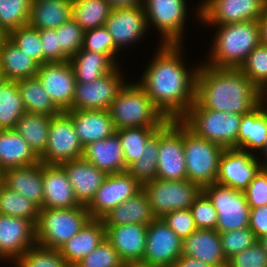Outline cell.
I'll return each instance as SVG.
<instances>
[{
	"mask_svg": "<svg viewBox=\"0 0 267 267\" xmlns=\"http://www.w3.org/2000/svg\"><path fill=\"white\" fill-rule=\"evenodd\" d=\"M40 162L24 138L14 129H0V168L29 166Z\"/></svg>",
	"mask_w": 267,
	"mask_h": 267,
	"instance_id": "32",
	"label": "cell"
},
{
	"mask_svg": "<svg viewBox=\"0 0 267 267\" xmlns=\"http://www.w3.org/2000/svg\"><path fill=\"white\" fill-rule=\"evenodd\" d=\"M267 142V104L262 102L250 113L242 115L237 135V149L257 156Z\"/></svg>",
	"mask_w": 267,
	"mask_h": 267,
	"instance_id": "26",
	"label": "cell"
},
{
	"mask_svg": "<svg viewBox=\"0 0 267 267\" xmlns=\"http://www.w3.org/2000/svg\"><path fill=\"white\" fill-rule=\"evenodd\" d=\"M183 44H160L138 83L168 120H180L196 100L200 66L183 61ZM182 53V54H181ZM183 55V56H182ZM188 67V68H187Z\"/></svg>",
	"mask_w": 267,
	"mask_h": 267,
	"instance_id": "1",
	"label": "cell"
},
{
	"mask_svg": "<svg viewBox=\"0 0 267 267\" xmlns=\"http://www.w3.org/2000/svg\"><path fill=\"white\" fill-rule=\"evenodd\" d=\"M154 216L149 199L143 189L131 198L110 210L101 220L104 226H118L126 224L148 225Z\"/></svg>",
	"mask_w": 267,
	"mask_h": 267,
	"instance_id": "31",
	"label": "cell"
},
{
	"mask_svg": "<svg viewBox=\"0 0 267 267\" xmlns=\"http://www.w3.org/2000/svg\"><path fill=\"white\" fill-rule=\"evenodd\" d=\"M112 9L143 6L145 0H106Z\"/></svg>",
	"mask_w": 267,
	"mask_h": 267,
	"instance_id": "57",
	"label": "cell"
},
{
	"mask_svg": "<svg viewBox=\"0 0 267 267\" xmlns=\"http://www.w3.org/2000/svg\"><path fill=\"white\" fill-rule=\"evenodd\" d=\"M146 234L147 225L142 224L105 226V238L119 253L125 264L143 260Z\"/></svg>",
	"mask_w": 267,
	"mask_h": 267,
	"instance_id": "23",
	"label": "cell"
},
{
	"mask_svg": "<svg viewBox=\"0 0 267 267\" xmlns=\"http://www.w3.org/2000/svg\"><path fill=\"white\" fill-rule=\"evenodd\" d=\"M260 169L258 156L235 148L225 149L219 159L216 182L244 191Z\"/></svg>",
	"mask_w": 267,
	"mask_h": 267,
	"instance_id": "20",
	"label": "cell"
},
{
	"mask_svg": "<svg viewBox=\"0 0 267 267\" xmlns=\"http://www.w3.org/2000/svg\"><path fill=\"white\" fill-rule=\"evenodd\" d=\"M218 213L216 230L228 232L249 227L250 210L244 191L213 183L203 187Z\"/></svg>",
	"mask_w": 267,
	"mask_h": 267,
	"instance_id": "10",
	"label": "cell"
},
{
	"mask_svg": "<svg viewBox=\"0 0 267 267\" xmlns=\"http://www.w3.org/2000/svg\"><path fill=\"white\" fill-rule=\"evenodd\" d=\"M238 69L263 93L267 89V45L258 44Z\"/></svg>",
	"mask_w": 267,
	"mask_h": 267,
	"instance_id": "44",
	"label": "cell"
},
{
	"mask_svg": "<svg viewBox=\"0 0 267 267\" xmlns=\"http://www.w3.org/2000/svg\"><path fill=\"white\" fill-rule=\"evenodd\" d=\"M182 255L199 259L212 267H227L222 241L217 230L196 229L183 239Z\"/></svg>",
	"mask_w": 267,
	"mask_h": 267,
	"instance_id": "24",
	"label": "cell"
},
{
	"mask_svg": "<svg viewBox=\"0 0 267 267\" xmlns=\"http://www.w3.org/2000/svg\"><path fill=\"white\" fill-rule=\"evenodd\" d=\"M82 48L99 54H107L116 64L120 50L115 46L105 26L84 31Z\"/></svg>",
	"mask_w": 267,
	"mask_h": 267,
	"instance_id": "46",
	"label": "cell"
},
{
	"mask_svg": "<svg viewBox=\"0 0 267 267\" xmlns=\"http://www.w3.org/2000/svg\"><path fill=\"white\" fill-rule=\"evenodd\" d=\"M182 243L183 240L162 218H155L147 225L143 261L161 267H171L182 255Z\"/></svg>",
	"mask_w": 267,
	"mask_h": 267,
	"instance_id": "18",
	"label": "cell"
},
{
	"mask_svg": "<svg viewBox=\"0 0 267 267\" xmlns=\"http://www.w3.org/2000/svg\"><path fill=\"white\" fill-rule=\"evenodd\" d=\"M160 145V129L147 141L142 157L131 164L127 171L142 186L157 179V161Z\"/></svg>",
	"mask_w": 267,
	"mask_h": 267,
	"instance_id": "39",
	"label": "cell"
},
{
	"mask_svg": "<svg viewBox=\"0 0 267 267\" xmlns=\"http://www.w3.org/2000/svg\"><path fill=\"white\" fill-rule=\"evenodd\" d=\"M83 158L106 174L127 171L123 148L115 132L104 140L89 143L84 147Z\"/></svg>",
	"mask_w": 267,
	"mask_h": 267,
	"instance_id": "27",
	"label": "cell"
},
{
	"mask_svg": "<svg viewBox=\"0 0 267 267\" xmlns=\"http://www.w3.org/2000/svg\"><path fill=\"white\" fill-rule=\"evenodd\" d=\"M249 228L257 239L267 235V205L250 210Z\"/></svg>",
	"mask_w": 267,
	"mask_h": 267,
	"instance_id": "55",
	"label": "cell"
},
{
	"mask_svg": "<svg viewBox=\"0 0 267 267\" xmlns=\"http://www.w3.org/2000/svg\"><path fill=\"white\" fill-rule=\"evenodd\" d=\"M242 115L209 110L196 100L180 121L196 136L215 142L225 149H237Z\"/></svg>",
	"mask_w": 267,
	"mask_h": 267,
	"instance_id": "5",
	"label": "cell"
},
{
	"mask_svg": "<svg viewBox=\"0 0 267 267\" xmlns=\"http://www.w3.org/2000/svg\"><path fill=\"white\" fill-rule=\"evenodd\" d=\"M261 29V43L267 45V5L264 9L263 15L259 19Z\"/></svg>",
	"mask_w": 267,
	"mask_h": 267,
	"instance_id": "58",
	"label": "cell"
},
{
	"mask_svg": "<svg viewBox=\"0 0 267 267\" xmlns=\"http://www.w3.org/2000/svg\"><path fill=\"white\" fill-rule=\"evenodd\" d=\"M267 0H202L194 8L202 24H230L259 20Z\"/></svg>",
	"mask_w": 267,
	"mask_h": 267,
	"instance_id": "11",
	"label": "cell"
},
{
	"mask_svg": "<svg viewBox=\"0 0 267 267\" xmlns=\"http://www.w3.org/2000/svg\"><path fill=\"white\" fill-rule=\"evenodd\" d=\"M83 35L84 30L73 18L58 27L59 46L68 59L82 48Z\"/></svg>",
	"mask_w": 267,
	"mask_h": 267,
	"instance_id": "49",
	"label": "cell"
},
{
	"mask_svg": "<svg viewBox=\"0 0 267 267\" xmlns=\"http://www.w3.org/2000/svg\"><path fill=\"white\" fill-rule=\"evenodd\" d=\"M43 48V64L52 62H65L69 59L61 52L58 40V28L39 30Z\"/></svg>",
	"mask_w": 267,
	"mask_h": 267,
	"instance_id": "53",
	"label": "cell"
},
{
	"mask_svg": "<svg viewBox=\"0 0 267 267\" xmlns=\"http://www.w3.org/2000/svg\"><path fill=\"white\" fill-rule=\"evenodd\" d=\"M81 145L71 117L65 112L52 116L48 131V142L40 162L58 164L83 157Z\"/></svg>",
	"mask_w": 267,
	"mask_h": 267,
	"instance_id": "12",
	"label": "cell"
},
{
	"mask_svg": "<svg viewBox=\"0 0 267 267\" xmlns=\"http://www.w3.org/2000/svg\"><path fill=\"white\" fill-rule=\"evenodd\" d=\"M111 10L106 0H72V18L84 31L104 26Z\"/></svg>",
	"mask_w": 267,
	"mask_h": 267,
	"instance_id": "38",
	"label": "cell"
},
{
	"mask_svg": "<svg viewBox=\"0 0 267 267\" xmlns=\"http://www.w3.org/2000/svg\"><path fill=\"white\" fill-rule=\"evenodd\" d=\"M157 179H187L183 143V123L180 120H169L160 128Z\"/></svg>",
	"mask_w": 267,
	"mask_h": 267,
	"instance_id": "13",
	"label": "cell"
},
{
	"mask_svg": "<svg viewBox=\"0 0 267 267\" xmlns=\"http://www.w3.org/2000/svg\"><path fill=\"white\" fill-rule=\"evenodd\" d=\"M263 102L267 104V89L263 92Z\"/></svg>",
	"mask_w": 267,
	"mask_h": 267,
	"instance_id": "63",
	"label": "cell"
},
{
	"mask_svg": "<svg viewBox=\"0 0 267 267\" xmlns=\"http://www.w3.org/2000/svg\"><path fill=\"white\" fill-rule=\"evenodd\" d=\"M51 118L44 114L25 112L14 128L39 158L46 150Z\"/></svg>",
	"mask_w": 267,
	"mask_h": 267,
	"instance_id": "35",
	"label": "cell"
},
{
	"mask_svg": "<svg viewBox=\"0 0 267 267\" xmlns=\"http://www.w3.org/2000/svg\"><path fill=\"white\" fill-rule=\"evenodd\" d=\"M183 143L187 179L202 188L216 183L219 159L225 148L196 136L184 124Z\"/></svg>",
	"mask_w": 267,
	"mask_h": 267,
	"instance_id": "7",
	"label": "cell"
},
{
	"mask_svg": "<svg viewBox=\"0 0 267 267\" xmlns=\"http://www.w3.org/2000/svg\"><path fill=\"white\" fill-rule=\"evenodd\" d=\"M108 111L116 130L134 127L161 128L169 121L136 80L135 83L126 82Z\"/></svg>",
	"mask_w": 267,
	"mask_h": 267,
	"instance_id": "4",
	"label": "cell"
},
{
	"mask_svg": "<svg viewBox=\"0 0 267 267\" xmlns=\"http://www.w3.org/2000/svg\"><path fill=\"white\" fill-rule=\"evenodd\" d=\"M36 77L61 111L72 110L76 79L69 61L40 65Z\"/></svg>",
	"mask_w": 267,
	"mask_h": 267,
	"instance_id": "19",
	"label": "cell"
},
{
	"mask_svg": "<svg viewBox=\"0 0 267 267\" xmlns=\"http://www.w3.org/2000/svg\"><path fill=\"white\" fill-rule=\"evenodd\" d=\"M156 218L178 209H188L203 191L197 183L186 180L155 179L142 186Z\"/></svg>",
	"mask_w": 267,
	"mask_h": 267,
	"instance_id": "9",
	"label": "cell"
},
{
	"mask_svg": "<svg viewBox=\"0 0 267 267\" xmlns=\"http://www.w3.org/2000/svg\"><path fill=\"white\" fill-rule=\"evenodd\" d=\"M40 207L34 202L3 185L0 189V214L31 220L35 225Z\"/></svg>",
	"mask_w": 267,
	"mask_h": 267,
	"instance_id": "40",
	"label": "cell"
},
{
	"mask_svg": "<svg viewBox=\"0 0 267 267\" xmlns=\"http://www.w3.org/2000/svg\"><path fill=\"white\" fill-rule=\"evenodd\" d=\"M227 267H267V253L257 241L250 248L230 257Z\"/></svg>",
	"mask_w": 267,
	"mask_h": 267,
	"instance_id": "52",
	"label": "cell"
},
{
	"mask_svg": "<svg viewBox=\"0 0 267 267\" xmlns=\"http://www.w3.org/2000/svg\"><path fill=\"white\" fill-rule=\"evenodd\" d=\"M219 234L222 241V249L227 260L234 254L250 248L258 241L255 233L249 227Z\"/></svg>",
	"mask_w": 267,
	"mask_h": 267,
	"instance_id": "48",
	"label": "cell"
},
{
	"mask_svg": "<svg viewBox=\"0 0 267 267\" xmlns=\"http://www.w3.org/2000/svg\"><path fill=\"white\" fill-rule=\"evenodd\" d=\"M187 1L188 0L144 1L143 7L146 14L148 29L150 28V31L155 28L156 31H158L161 39L159 44H183V37H185L186 33L185 23H187L186 20L188 21L187 17H189V11L187 10V5L189 4Z\"/></svg>",
	"mask_w": 267,
	"mask_h": 267,
	"instance_id": "8",
	"label": "cell"
},
{
	"mask_svg": "<svg viewBox=\"0 0 267 267\" xmlns=\"http://www.w3.org/2000/svg\"><path fill=\"white\" fill-rule=\"evenodd\" d=\"M4 185V170L0 168V189Z\"/></svg>",
	"mask_w": 267,
	"mask_h": 267,
	"instance_id": "62",
	"label": "cell"
},
{
	"mask_svg": "<svg viewBox=\"0 0 267 267\" xmlns=\"http://www.w3.org/2000/svg\"><path fill=\"white\" fill-rule=\"evenodd\" d=\"M76 82L89 83L112 72L116 64L107 54H99L81 48L69 59Z\"/></svg>",
	"mask_w": 267,
	"mask_h": 267,
	"instance_id": "34",
	"label": "cell"
},
{
	"mask_svg": "<svg viewBox=\"0 0 267 267\" xmlns=\"http://www.w3.org/2000/svg\"><path fill=\"white\" fill-rule=\"evenodd\" d=\"M3 78H2V75H1V70H0V81L2 80Z\"/></svg>",
	"mask_w": 267,
	"mask_h": 267,
	"instance_id": "65",
	"label": "cell"
},
{
	"mask_svg": "<svg viewBox=\"0 0 267 267\" xmlns=\"http://www.w3.org/2000/svg\"><path fill=\"white\" fill-rule=\"evenodd\" d=\"M261 170L267 175V168H261Z\"/></svg>",
	"mask_w": 267,
	"mask_h": 267,
	"instance_id": "64",
	"label": "cell"
},
{
	"mask_svg": "<svg viewBox=\"0 0 267 267\" xmlns=\"http://www.w3.org/2000/svg\"><path fill=\"white\" fill-rule=\"evenodd\" d=\"M67 173L78 202L88 206L102 185L107 174L83 157L60 164Z\"/></svg>",
	"mask_w": 267,
	"mask_h": 267,
	"instance_id": "22",
	"label": "cell"
},
{
	"mask_svg": "<svg viewBox=\"0 0 267 267\" xmlns=\"http://www.w3.org/2000/svg\"><path fill=\"white\" fill-rule=\"evenodd\" d=\"M26 112L17 88V81H0V129H14Z\"/></svg>",
	"mask_w": 267,
	"mask_h": 267,
	"instance_id": "37",
	"label": "cell"
},
{
	"mask_svg": "<svg viewBox=\"0 0 267 267\" xmlns=\"http://www.w3.org/2000/svg\"><path fill=\"white\" fill-rule=\"evenodd\" d=\"M17 88L27 113L52 117L62 112L53 103L37 77L17 80Z\"/></svg>",
	"mask_w": 267,
	"mask_h": 267,
	"instance_id": "36",
	"label": "cell"
},
{
	"mask_svg": "<svg viewBox=\"0 0 267 267\" xmlns=\"http://www.w3.org/2000/svg\"><path fill=\"white\" fill-rule=\"evenodd\" d=\"M39 64L7 36L0 40V70L3 79L17 81L36 77Z\"/></svg>",
	"mask_w": 267,
	"mask_h": 267,
	"instance_id": "30",
	"label": "cell"
},
{
	"mask_svg": "<svg viewBox=\"0 0 267 267\" xmlns=\"http://www.w3.org/2000/svg\"><path fill=\"white\" fill-rule=\"evenodd\" d=\"M141 189L142 185L128 171L107 174L95 197L87 206L90 217L101 219Z\"/></svg>",
	"mask_w": 267,
	"mask_h": 267,
	"instance_id": "16",
	"label": "cell"
},
{
	"mask_svg": "<svg viewBox=\"0 0 267 267\" xmlns=\"http://www.w3.org/2000/svg\"><path fill=\"white\" fill-rule=\"evenodd\" d=\"M4 185L41 208L44 199L42 162L5 170Z\"/></svg>",
	"mask_w": 267,
	"mask_h": 267,
	"instance_id": "29",
	"label": "cell"
},
{
	"mask_svg": "<svg viewBox=\"0 0 267 267\" xmlns=\"http://www.w3.org/2000/svg\"><path fill=\"white\" fill-rule=\"evenodd\" d=\"M105 239V226L101 219L90 218L81 230L59 249L71 267L76 266Z\"/></svg>",
	"mask_w": 267,
	"mask_h": 267,
	"instance_id": "28",
	"label": "cell"
},
{
	"mask_svg": "<svg viewBox=\"0 0 267 267\" xmlns=\"http://www.w3.org/2000/svg\"><path fill=\"white\" fill-rule=\"evenodd\" d=\"M125 267H161V266L154 265L152 263H148V262L141 260V261L130 262L128 264H125Z\"/></svg>",
	"mask_w": 267,
	"mask_h": 267,
	"instance_id": "59",
	"label": "cell"
},
{
	"mask_svg": "<svg viewBox=\"0 0 267 267\" xmlns=\"http://www.w3.org/2000/svg\"><path fill=\"white\" fill-rule=\"evenodd\" d=\"M197 229L216 230L218 213L209 197L202 191L190 207Z\"/></svg>",
	"mask_w": 267,
	"mask_h": 267,
	"instance_id": "50",
	"label": "cell"
},
{
	"mask_svg": "<svg viewBox=\"0 0 267 267\" xmlns=\"http://www.w3.org/2000/svg\"><path fill=\"white\" fill-rule=\"evenodd\" d=\"M118 65L112 72L92 82H76L72 110H108L126 84Z\"/></svg>",
	"mask_w": 267,
	"mask_h": 267,
	"instance_id": "14",
	"label": "cell"
},
{
	"mask_svg": "<svg viewBox=\"0 0 267 267\" xmlns=\"http://www.w3.org/2000/svg\"><path fill=\"white\" fill-rule=\"evenodd\" d=\"M208 25V26H207ZM216 33L204 64L217 68H239L250 52L261 43L259 20L230 24H205ZM216 26V27H215Z\"/></svg>",
	"mask_w": 267,
	"mask_h": 267,
	"instance_id": "3",
	"label": "cell"
},
{
	"mask_svg": "<svg viewBox=\"0 0 267 267\" xmlns=\"http://www.w3.org/2000/svg\"><path fill=\"white\" fill-rule=\"evenodd\" d=\"M76 267H125L112 244L105 238Z\"/></svg>",
	"mask_w": 267,
	"mask_h": 267,
	"instance_id": "47",
	"label": "cell"
},
{
	"mask_svg": "<svg viewBox=\"0 0 267 267\" xmlns=\"http://www.w3.org/2000/svg\"><path fill=\"white\" fill-rule=\"evenodd\" d=\"M44 199L41 208H75L78 202L67 173L58 164L42 163Z\"/></svg>",
	"mask_w": 267,
	"mask_h": 267,
	"instance_id": "21",
	"label": "cell"
},
{
	"mask_svg": "<svg viewBox=\"0 0 267 267\" xmlns=\"http://www.w3.org/2000/svg\"><path fill=\"white\" fill-rule=\"evenodd\" d=\"M32 0H0V33L7 36L12 30L30 22Z\"/></svg>",
	"mask_w": 267,
	"mask_h": 267,
	"instance_id": "42",
	"label": "cell"
},
{
	"mask_svg": "<svg viewBox=\"0 0 267 267\" xmlns=\"http://www.w3.org/2000/svg\"><path fill=\"white\" fill-rule=\"evenodd\" d=\"M260 156H262L263 158ZM258 158L261 164V168H267V142L263 151L258 155Z\"/></svg>",
	"mask_w": 267,
	"mask_h": 267,
	"instance_id": "60",
	"label": "cell"
},
{
	"mask_svg": "<svg viewBox=\"0 0 267 267\" xmlns=\"http://www.w3.org/2000/svg\"><path fill=\"white\" fill-rule=\"evenodd\" d=\"M83 148L116 132L108 110H67Z\"/></svg>",
	"mask_w": 267,
	"mask_h": 267,
	"instance_id": "25",
	"label": "cell"
},
{
	"mask_svg": "<svg viewBox=\"0 0 267 267\" xmlns=\"http://www.w3.org/2000/svg\"><path fill=\"white\" fill-rule=\"evenodd\" d=\"M244 194L251 209L267 205V175L261 169L244 190Z\"/></svg>",
	"mask_w": 267,
	"mask_h": 267,
	"instance_id": "54",
	"label": "cell"
},
{
	"mask_svg": "<svg viewBox=\"0 0 267 267\" xmlns=\"http://www.w3.org/2000/svg\"><path fill=\"white\" fill-rule=\"evenodd\" d=\"M258 242L262 245L263 249L267 253V235L262 236L258 239Z\"/></svg>",
	"mask_w": 267,
	"mask_h": 267,
	"instance_id": "61",
	"label": "cell"
},
{
	"mask_svg": "<svg viewBox=\"0 0 267 267\" xmlns=\"http://www.w3.org/2000/svg\"><path fill=\"white\" fill-rule=\"evenodd\" d=\"M171 267H212L199 259L181 255Z\"/></svg>",
	"mask_w": 267,
	"mask_h": 267,
	"instance_id": "56",
	"label": "cell"
},
{
	"mask_svg": "<svg viewBox=\"0 0 267 267\" xmlns=\"http://www.w3.org/2000/svg\"><path fill=\"white\" fill-rule=\"evenodd\" d=\"M11 267H71L59 249H50L38 244L30 247Z\"/></svg>",
	"mask_w": 267,
	"mask_h": 267,
	"instance_id": "43",
	"label": "cell"
},
{
	"mask_svg": "<svg viewBox=\"0 0 267 267\" xmlns=\"http://www.w3.org/2000/svg\"><path fill=\"white\" fill-rule=\"evenodd\" d=\"M72 18V0H32L29 24L38 30L56 29Z\"/></svg>",
	"mask_w": 267,
	"mask_h": 267,
	"instance_id": "33",
	"label": "cell"
},
{
	"mask_svg": "<svg viewBox=\"0 0 267 267\" xmlns=\"http://www.w3.org/2000/svg\"><path fill=\"white\" fill-rule=\"evenodd\" d=\"M7 37L30 58L43 65V48L38 29L27 24L12 30Z\"/></svg>",
	"mask_w": 267,
	"mask_h": 267,
	"instance_id": "45",
	"label": "cell"
},
{
	"mask_svg": "<svg viewBox=\"0 0 267 267\" xmlns=\"http://www.w3.org/2000/svg\"><path fill=\"white\" fill-rule=\"evenodd\" d=\"M104 26L120 51L128 47L130 49V46L135 47V44L141 41L140 39L149 34L143 6L112 9Z\"/></svg>",
	"mask_w": 267,
	"mask_h": 267,
	"instance_id": "17",
	"label": "cell"
},
{
	"mask_svg": "<svg viewBox=\"0 0 267 267\" xmlns=\"http://www.w3.org/2000/svg\"><path fill=\"white\" fill-rule=\"evenodd\" d=\"M196 101L209 110L244 115L263 102V93L238 68L210 67L200 62Z\"/></svg>",
	"mask_w": 267,
	"mask_h": 267,
	"instance_id": "2",
	"label": "cell"
},
{
	"mask_svg": "<svg viewBox=\"0 0 267 267\" xmlns=\"http://www.w3.org/2000/svg\"><path fill=\"white\" fill-rule=\"evenodd\" d=\"M36 244V225L31 220L0 214V262L11 266Z\"/></svg>",
	"mask_w": 267,
	"mask_h": 267,
	"instance_id": "15",
	"label": "cell"
},
{
	"mask_svg": "<svg viewBox=\"0 0 267 267\" xmlns=\"http://www.w3.org/2000/svg\"><path fill=\"white\" fill-rule=\"evenodd\" d=\"M162 219L182 240L197 229L190 208L174 210Z\"/></svg>",
	"mask_w": 267,
	"mask_h": 267,
	"instance_id": "51",
	"label": "cell"
},
{
	"mask_svg": "<svg viewBox=\"0 0 267 267\" xmlns=\"http://www.w3.org/2000/svg\"><path fill=\"white\" fill-rule=\"evenodd\" d=\"M158 129L160 128L134 127L116 130L127 168L142 157L147 141Z\"/></svg>",
	"mask_w": 267,
	"mask_h": 267,
	"instance_id": "41",
	"label": "cell"
},
{
	"mask_svg": "<svg viewBox=\"0 0 267 267\" xmlns=\"http://www.w3.org/2000/svg\"><path fill=\"white\" fill-rule=\"evenodd\" d=\"M86 206L75 208H40L36 223L37 244L60 249L90 219Z\"/></svg>",
	"mask_w": 267,
	"mask_h": 267,
	"instance_id": "6",
	"label": "cell"
}]
</instances>
